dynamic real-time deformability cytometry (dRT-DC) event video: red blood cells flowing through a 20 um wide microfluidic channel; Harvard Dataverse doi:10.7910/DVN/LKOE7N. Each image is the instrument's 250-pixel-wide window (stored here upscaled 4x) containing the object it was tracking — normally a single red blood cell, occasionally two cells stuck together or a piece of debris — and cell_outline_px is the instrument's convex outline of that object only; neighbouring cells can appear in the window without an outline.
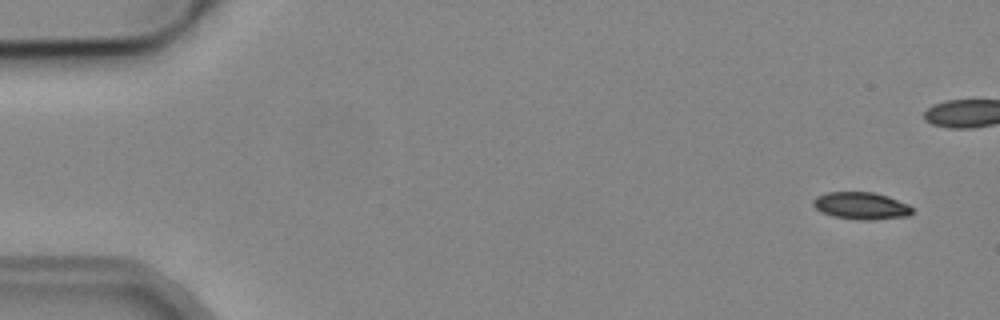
{"species": "common noctule bat (a hibernating species)", "species_latin": "Nyctalus noctula", "temperature_condition": "cold", "stored_images_in_passage": 9, "camera_frame_rate_fps": 3000, "um_per_image_px": 0.085, "animal": {"sex": "male", "body_mass_g": 19.2, "forearm_length_mm": 51.8}, "frame": {"image": 1, "passage_image": 1, "time_ms": 0.0, "image_size_px": [1000, 320], "cell_outline_px": [[912, 212], [908, 216], [872, 220], [860, 220], [832, 216], [820, 212], [812, 204], [812, 200], [816, 196], [828, 192], [872, 192], [888, 196], [908, 204], [912, 208]], "centroid_in_image_um": [73.17, 17.49], "position_along_channel_um": 11.8, "area_um2": 15.78}}
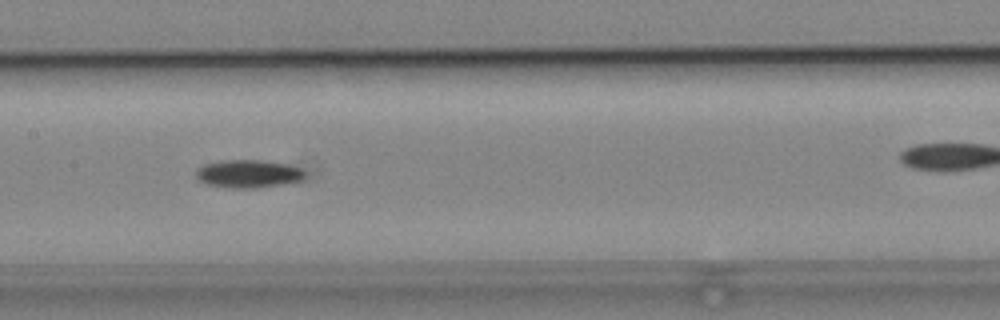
{"frame": {"image": 2, "passage_image": 8, "time_ms": 8.0, "image_size_px": [1000, 320], "cell_outline_px": [[308, 176], [304, 180], [284, 184], [256, 188], [228, 188], [208, 184], [200, 180], [196, 176], [196, 168], [204, 164], [220, 160], [260, 160], [288, 164], [304, 168], [308, 172]], "centroid_in_image_um": [21.19, 14.77], "position_along_channel_um": 186.2, "area_um2": 18.21}}